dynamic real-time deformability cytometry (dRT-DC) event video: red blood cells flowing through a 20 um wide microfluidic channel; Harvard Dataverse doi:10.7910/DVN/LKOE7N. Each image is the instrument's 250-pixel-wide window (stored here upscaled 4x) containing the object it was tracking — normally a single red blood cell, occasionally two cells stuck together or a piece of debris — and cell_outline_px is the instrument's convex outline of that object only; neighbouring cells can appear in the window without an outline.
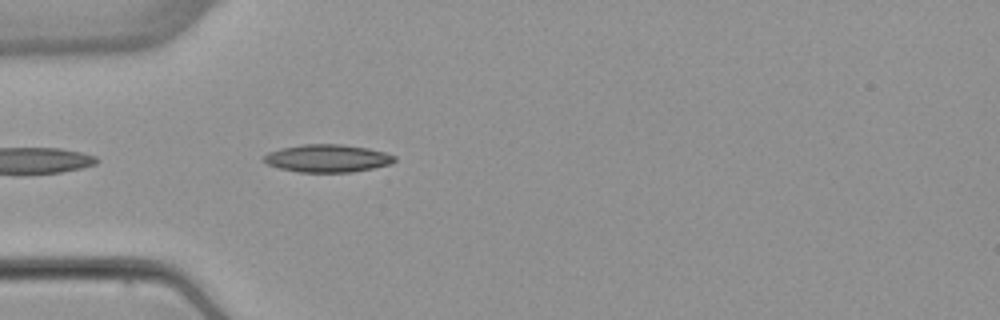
{"species": "common noctule bat (a hibernating species)", "species_latin": "Nyctalus noctula", "temperature_condition": "warm", "stored_images_in_passage": 4, "camera_frame_rate_fps": 3000, "um_per_image_px": 0.085, "animal": {"sex": "female", "body_mass_g": 22.7, "forearm_length_mm": 54.2}, "frame": {"image": 1, "passage_image": 4, "time_ms": 4.667, "image_size_px": [1000, 320], "cell_outline_px": [[396, 160], [392, 164], [352, 172], [300, 172], [280, 168], [268, 164], [264, 160], [264, 156], [268, 152], [280, 148], [304, 144], [340, 144], [368, 148], [384, 152], [396, 156]], "centroid_in_image_um": [27.86, 13.45], "position_along_channel_um": 57.1, "area_um2": 21.04}}